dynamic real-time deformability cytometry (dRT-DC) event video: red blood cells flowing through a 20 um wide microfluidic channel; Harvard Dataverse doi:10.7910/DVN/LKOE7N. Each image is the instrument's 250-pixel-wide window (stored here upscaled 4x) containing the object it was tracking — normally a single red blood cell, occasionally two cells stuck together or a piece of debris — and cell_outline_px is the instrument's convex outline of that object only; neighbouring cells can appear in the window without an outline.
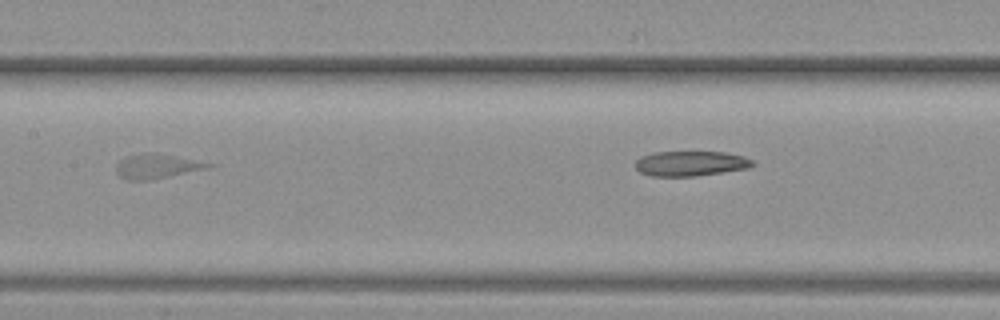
{"species": "common noctule bat (a hibernating species)", "species_latin": "Nyctalus noctula", "temperature_condition": "warm", "stored_images_in_passage": 8, "segment_of_instrument_passage": [2, 2], "camera_frame_rate_fps": 3000, "um_per_image_px": 0.085, "animal": {"sex": "female", "body_mass_g": 19.3, "forearm_length_mm": 54.1}, "frame": {"image": 1, "passage_image": 8, "time_ms": 2.333, "image_size_px": [1000, 320], "cell_outline_px": [[756, 164], [752, 168], [696, 176], [652, 176], [640, 172], [636, 168], [636, 160], [640, 156], [652, 152], [724, 152], [744, 156], [752, 160]], "centroid_in_image_um": [58.74, 13.9], "position_along_channel_um": 148.7, "area_um2": 17.28}}